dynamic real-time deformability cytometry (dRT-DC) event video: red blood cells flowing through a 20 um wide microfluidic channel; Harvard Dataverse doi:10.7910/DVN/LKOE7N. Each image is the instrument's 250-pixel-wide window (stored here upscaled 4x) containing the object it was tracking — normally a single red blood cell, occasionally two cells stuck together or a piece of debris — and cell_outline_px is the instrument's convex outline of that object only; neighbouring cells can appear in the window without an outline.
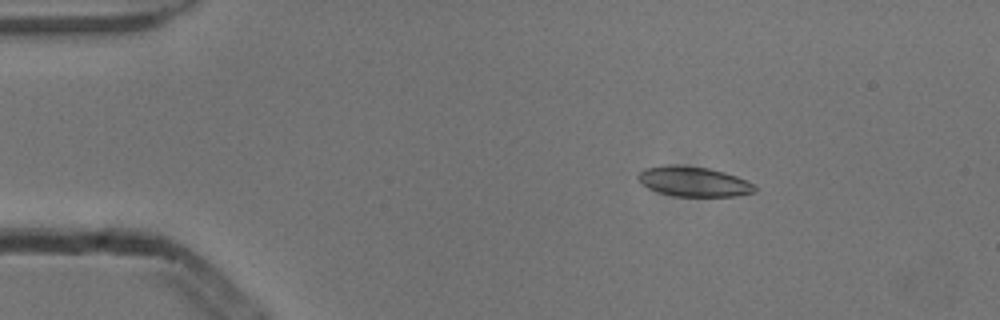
{"species": "common noctule bat (a hibernating species)", "species_latin": "Nyctalus noctula", "temperature_condition": "cold", "stored_images_in_passage": 4, "camera_frame_rate_fps": 3000, "um_per_image_px": 0.085, "animal": {"sex": "male", "body_mass_g": 13.3}, "frame": {"image": 1, "passage_image": 2, "time_ms": 0.333, "image_size_px": [1000, 320], "cell_outline_px": [[756, 192], [736, 196], [676, 196], [660, 192], [648, 188], [636, 176], [644, 168], [668, 164], [676, 164], [708, 168], [724, 172], [736, 176], [752, 184], [756, 188]], "centroid_in_image_um": [58.95, 15.42], "position_along_channel_um": 26.1, "area_um2": 20.17}}